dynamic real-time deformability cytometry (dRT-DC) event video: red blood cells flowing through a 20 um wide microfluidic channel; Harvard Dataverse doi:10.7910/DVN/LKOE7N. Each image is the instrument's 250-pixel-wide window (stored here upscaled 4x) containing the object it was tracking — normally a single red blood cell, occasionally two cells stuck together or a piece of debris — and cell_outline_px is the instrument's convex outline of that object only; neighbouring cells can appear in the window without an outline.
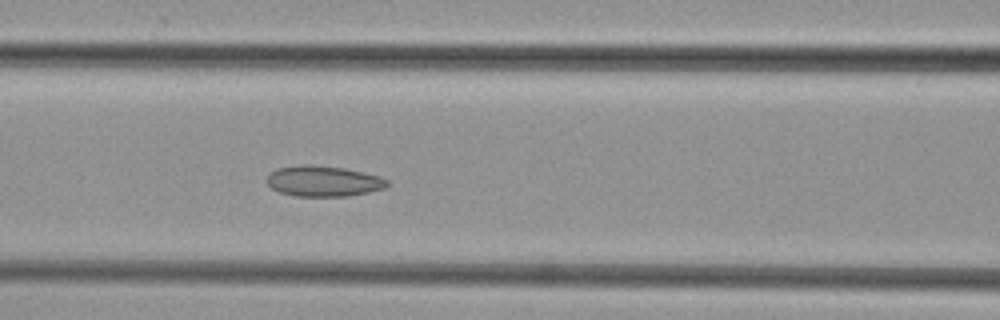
{"species": "common noctule bat (a hibernating species)", "species_latin": "Nyctalus noctula", "temperature_condition": "cold", "stored_images_in_passage": 38, "camera_frame_rate_fps": 3000, "um_per_image_px": 0.085, "animal": {"sex": "female", "body_mass_g": 29.2, "forearm_length_mm": 56.3}, "frame": {"image": 1, "passage_image": 9, "time_ms": 2.667, "image_size_px": [1000, 320], "cell_outline_px": [[388, 184], [384, 188], [368, 192], [348, 196], [296, 196], [280, 192], [272, 188], [268, 184], [268, 176], [276, 168], [304, 164], [312, 164], [344, 168], [380, 176], [388, 180]], "centroid_in_image_um": [27.49, 15.39], "position_along_channel_um": 139.1, "area_um2": 21.39}}
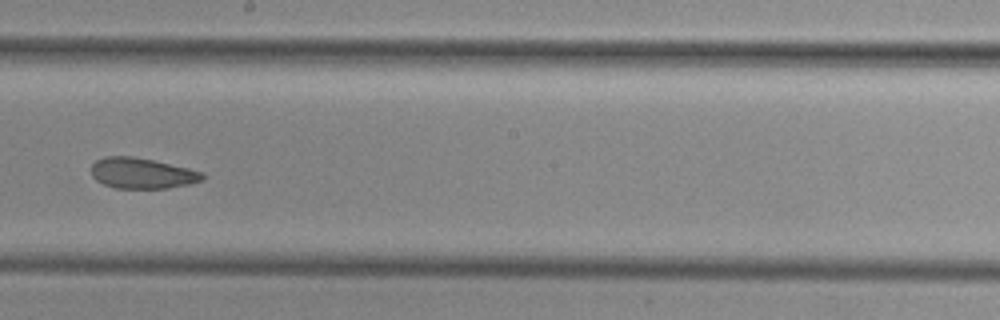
{"frame": {"image": 2, "passage_image": 16, "time_ms": 5.0, "image_size_px": [1000, 320], "cell_outline_px": [[204, 180], [188, 184], [168, 188], [116, 188], [104, 184], [96, 180], [92, 176], [92, 164], [96, 160], [104, 156], [132, 156], [152, 160], [188, 168], [204, 172]], "centroid_in_image_um": [12.07, 14.72], "position_along_channel_um": 236.1, "area_um2": 19.83}}
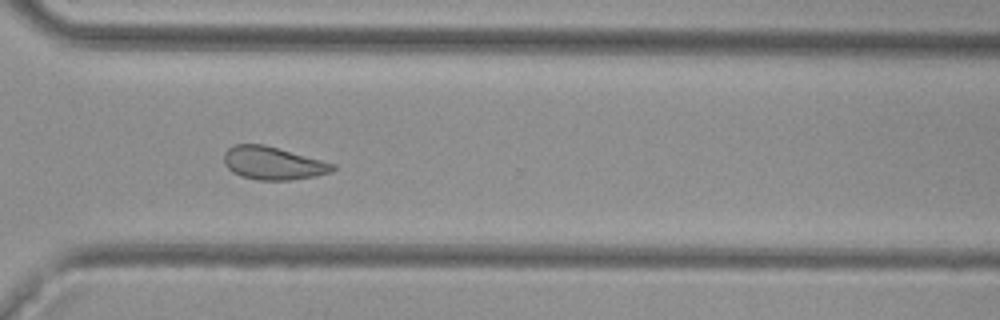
{"frame": {"image": 3, "passage_image": 24, "time_ms": 7.667, "image_size_px": [1000, 320], "cell_outline_px": [[336, 168], [332, 172], [316, 176], [288, 180], [260, 180], [240, 176], [232, 172], [224, 164], [224, 152], [228, 148], [236, 144], [264, 144], [336, 164]], "centroid_in_image_um": [23.2, 13.87], "position_along_channel_um": 347.4, "area_um2": 20.92}}